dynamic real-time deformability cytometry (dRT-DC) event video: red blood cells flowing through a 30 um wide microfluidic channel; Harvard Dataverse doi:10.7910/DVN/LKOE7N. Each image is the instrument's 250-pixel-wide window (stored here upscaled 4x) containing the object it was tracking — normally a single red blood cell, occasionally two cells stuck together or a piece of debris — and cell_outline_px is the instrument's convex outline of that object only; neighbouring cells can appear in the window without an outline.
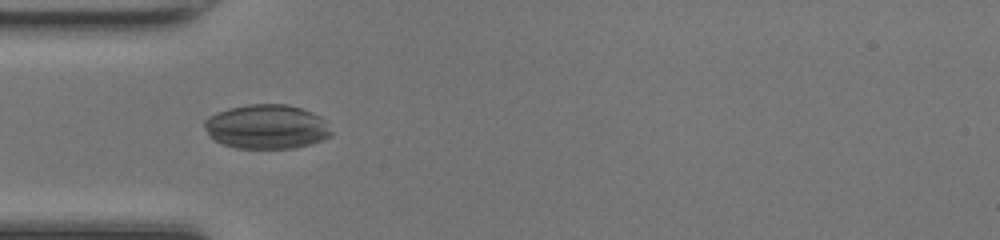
{"species": "common noctule bat (a hibernating species)", "species_latin": "Nyctalus noctula", "temperature_condition": "room temperature", "stored_images_in_passage": 48, "camera_frame_rate_fps": 3000, "um_per_image_px": 0.085, "animal": {"sex": "female", "body_mass_g": 17.0, "forearm_length_mm": 48.0}, "frame": {"image": 1, "passage_image": 15, "time_ms": 4.667, "image_size_px": [1000, 240], "cell_outline_px": [[332, 136], [308, 144], [292, 148], [236, 148], [224, 144], [208, 136], [204, 128], [204, 120], [208, 116], [216, 112], [228, 108], [248, 104], [284, 104], [300, 108], [312, 112], [320, 116], [324, 120], [332, 132]], "centroid_in_image_um": [22.63, 10.76], "position_along_channel_um": 62.4, "area_um2": 32.71}}
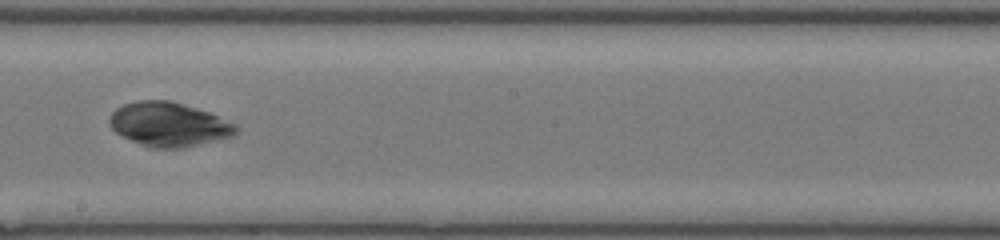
{"frame": {"image": 2, "passage_image": 27, "time_ms": 8.667, "image_size_px": [1000, 240], "cell_outline_px": [[240, 128], [232, 136], [184, 148], [152, 148], [132, 140], [116, 132], [108, 124], [108, 120], [112, 112], [116, 108], [124, 104], [136, 100], [168, 100], [196, 108], [208, 112], [236, 124]], "centroid_in_image_um": [14.34, 10.57], "position_along_channel_um": 233.9, "area_um2": 32.31}}
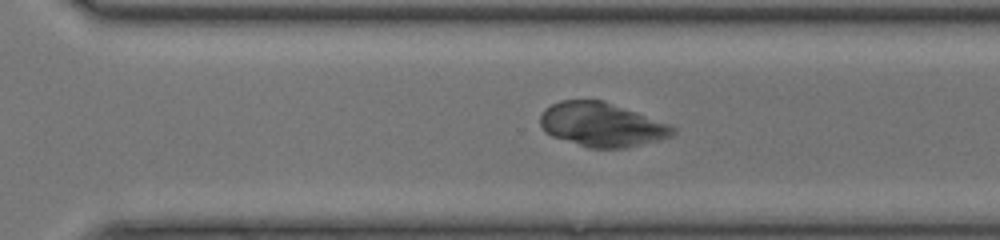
{"frame": {"image": 3, "passage_image": 33, "time_ms": 10.667, "image_size_px": [1000, 240], "cell_outline_px": [[676, 132], [672, 136], [660, 140], [624, 148], [588, 148], [552, 136], [544, 132], [540, 124], [540, 116], [552, 104], [560, 100], [604, 100], [668, 124], [676, 128]], "centroid_in_image_um": [51.14, 10.6], "position_along_channel_um": 319.5, "area_um2": 33.87}}